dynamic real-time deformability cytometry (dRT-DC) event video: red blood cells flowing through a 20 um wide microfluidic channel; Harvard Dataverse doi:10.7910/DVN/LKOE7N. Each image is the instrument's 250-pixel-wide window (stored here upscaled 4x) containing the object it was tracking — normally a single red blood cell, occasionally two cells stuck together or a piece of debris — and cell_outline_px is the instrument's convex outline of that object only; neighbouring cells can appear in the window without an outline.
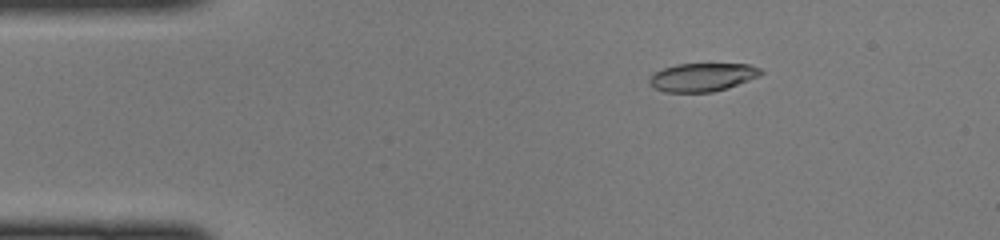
{"species": "common noctule bat (a hibernating species)", "species_latin": "Nyctalus noctula", "temperature_condition": "cold", "stored_images_in_passage": 46, "camera_frame_rate_fps": 3000, "um_per_image_px": 0.085, "animal": {"sex": "female", "body_mass_g": 22.0, "forearm_length_mm": 56.7}, "frame": {"image": 1, "passage_image": 7, "time_ms": 2.0, "image_size_px": [1000, 240], "cell_outline_px": [[764, 72], [760, 76], [712, 92], [664, 92], [656, 88], [648, 80], [656, 72], [664, 68], [676, 64], [748, 64], [760, 68]], "centroid_in_image_um": [59.72, 6.55], "position_along_channel_um": 25.3, "area_um2": 18.03}}
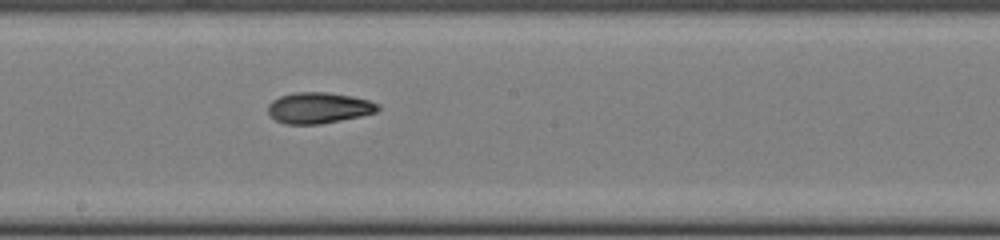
{"frame": {"image": 2, "passage_image": 25, "time_ms": 8.0, "image_size_px": [1000, 240], "cell_outline_px": [[380, 108], [376, 112], [360, 116], [320, 124], [284, 124], [276, 120], [268, 112], [268, 104], [272, 100], [280, 96], [292, 92], [328, 92], [352, 96], [368, 100], [380, 104]], "centroid_in_image_um": [27.08, 9.16], "position_along_channel_um": 221.1, "area_um2": 19.88}}
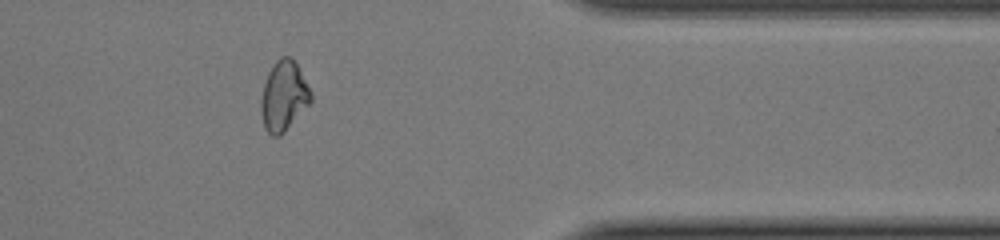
{"frame": {"image": 3, "passage_image": 38, "time_ms": 12.333, "image_size_px": [1000, 240], "cell_outline_px": [[312, 100], [284, 132], [280, 136], [272, 136], [264, 128], [260, 112], [260, 100], [264, 84], [268, 72], [272, 64], [280, 56], [288, 56], [296, 64], [312, 92]], "centroid_in_image_um": [24.09, 8.17], "position_along_channel_um": 387.3, "area_um2": 20.23}}